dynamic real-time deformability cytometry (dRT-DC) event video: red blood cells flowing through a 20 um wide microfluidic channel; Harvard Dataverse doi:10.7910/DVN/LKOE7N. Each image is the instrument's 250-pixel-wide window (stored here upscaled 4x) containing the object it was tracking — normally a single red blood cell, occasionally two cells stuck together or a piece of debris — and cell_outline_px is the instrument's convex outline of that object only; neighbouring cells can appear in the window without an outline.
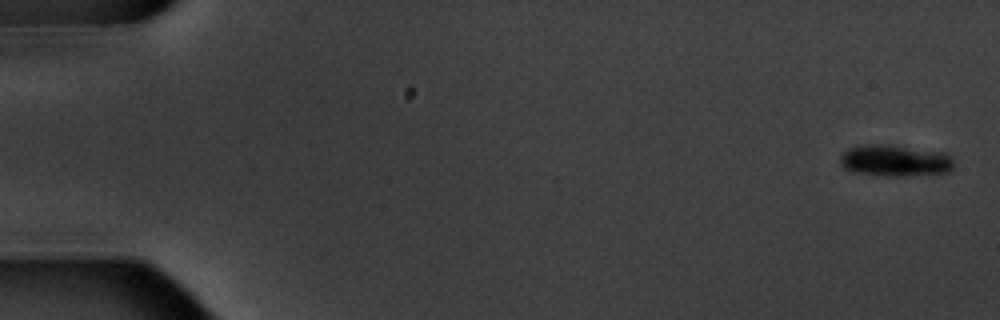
{"species": "common noctule bat (a hibernating species)", "species_latin": "Nyctalus noctula", "temperature_condition": "warm", "stored_images_in_passage": 7, "camera_frame_rate_fps": 3000, "um_per_image_px": 0.085, "animal": {"sex": "male", "body_mass_g": 20.1, "forearm_length_mm": 53.5}, "frame": {"image": 1, "passage_image": 1, "time_ms": 0.0, "image_size_px": [1000, 320], "cell_outline_px": [[952, 168], [948, 172], [896, 176], [888, 176], [856, 172], [844, 168], [840, 164], [840, 156], [848, 148], [860, 144], [892, 144], [948, 152], [952, 160]], "centroid_in_image_um": [76.07, 13.61], "position_along_channel_um": 8.9, "area_um2": 21.1}}
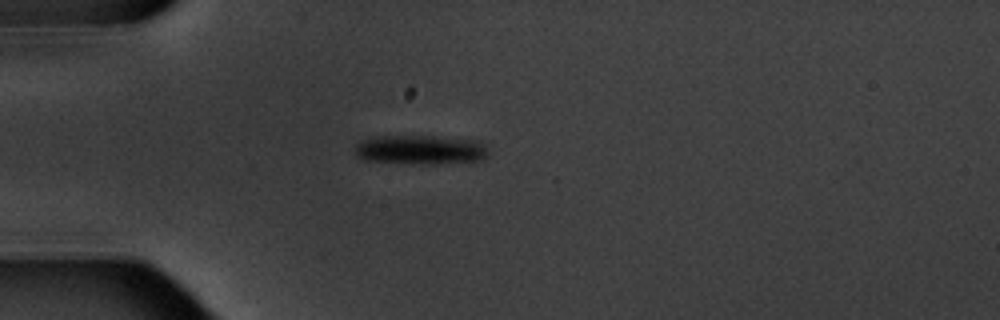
{"frame": {"image": 2, "passage_image": 5, "time_ms": 5.0, "image_size_px": [1000, 320], "cell_outline_px": [[488, 156], [480, 160], [440, 164], [412, 164], [364, 160], [356, 152], [356, 144], [360, 140], [368, 136], [432, 136], [480, 140], [488, 148]], "centroid_in_image_um": [35.76, 12.72], "position_along_channel_um": 49.2, "area_um2": 23.18}}
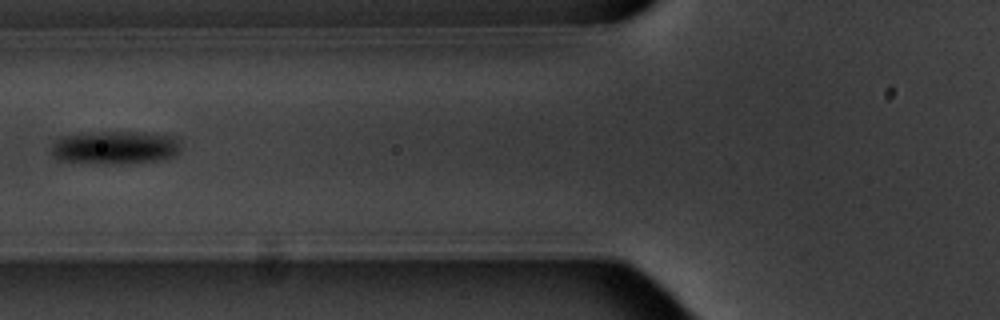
{"frame": {"image": 3, "passage_image": 7, "time_ms": 7.333, "image_size_px": [1000, 320], "cell_outline_px": [[180, 152], [176, 156], [160, 160], [108, 164], [92, 164], [56, 160], [52, 156], [52, 144], [60, 136], [92, 132], [144, 132], [176, 136], [180, 140]], "centroid_in_image_um": [9.78, 12.54], "position_along_channel_um": 116.0, "area_um2": 25.61}}